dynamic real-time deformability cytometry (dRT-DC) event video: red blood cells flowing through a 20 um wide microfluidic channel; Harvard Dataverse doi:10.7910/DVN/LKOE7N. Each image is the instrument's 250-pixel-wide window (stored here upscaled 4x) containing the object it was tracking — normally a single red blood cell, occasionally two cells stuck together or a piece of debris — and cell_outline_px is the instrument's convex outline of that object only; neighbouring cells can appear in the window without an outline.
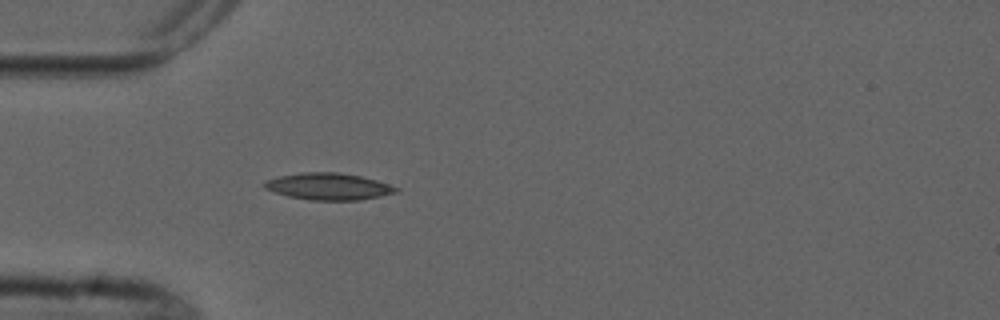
{"species": "common noctule bat (a hibernating species)", "species_latin": "Nyctalus noctula", "temperature_condition": "cold", "stored_images_in_passage": 4, "camera_frame_rate_fps": 3000, "um_per_image_px": 0.085, "animal": {"sex": "male", "forearm_length_mm": 52.5}, "frame": {"image": 1, "passage_image": 4, "time_ms": 3.667, "image_size_px": [1000, 320], "cell_outline_px": [[400, 192], [360, 200], [308, 200], [288, 196], [264, 188], [264, 180], [280, 176], [300, 172], [340, 172], [360, 176], [376, 180], [400, 188]], "centroid_in_image_um": [27.94, 15.84], "position_along_channel_um": 57.1, "area_um2": 20.63}}